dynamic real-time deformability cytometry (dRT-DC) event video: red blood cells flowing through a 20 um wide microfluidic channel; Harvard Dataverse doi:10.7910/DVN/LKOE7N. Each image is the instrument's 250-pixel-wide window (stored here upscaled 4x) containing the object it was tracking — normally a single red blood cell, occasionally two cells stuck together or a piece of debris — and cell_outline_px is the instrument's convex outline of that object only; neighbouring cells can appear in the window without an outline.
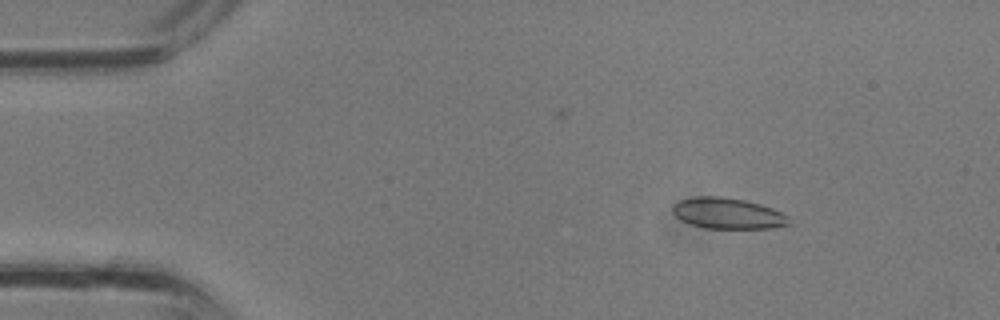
{"species": "common noctule bat (a hibernating species)", "species_latin": "Nyctalus noctula", "temperature_condition": "room temperature", "stored_images_in_passage": 21, "camera_frame_rate_fps": 3000, "um_per_image_px": 0.085, "animal": {"sex": "male", "body_mass_g": 13.3}, "frame": {"image": 1, "passage_image": 4, "time_ms": 1.0, "image_size_px": [1000, 320], "cell_outline_px": [[792, 224], [772, 228], [704, 228], [680, 220], [672, 212], [672, 204], [680, 200], [696, 196], [720, 196], [744, 200], [760, 204], [772, 208], [788, 216]], "centroid_in_image_um": [61.85, 18.13], "position_along_channel_um": 23.1, "area_um2": 21.04}}
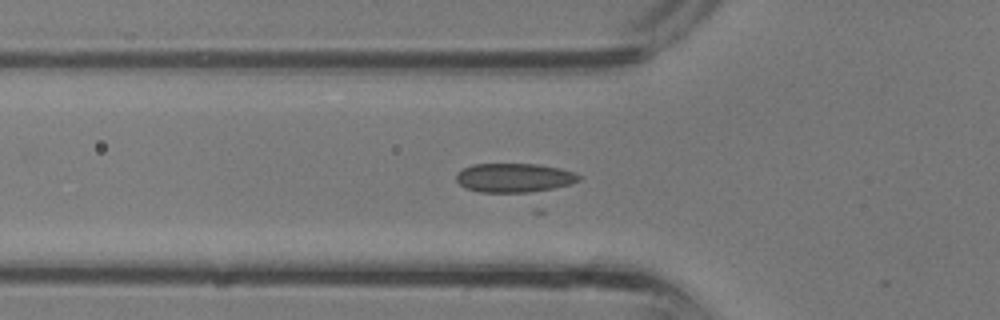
{"frame": {"image": 2, "passage_image": 11, "time_ms": 3.333, "image_size_px": [1000, 320], "cell_outline_px": [[580, 180], [572, 184], [540, 192], [480, 192], [464, 188], [456, 180], [456, 172], [472, 164], [536, 164], [560, 168], [572, 172], [580, 176]], "centroid_in_image_um": [43.71, 15.12], "position_along_channel_um": 82.1, "area_um2": 20.98}}
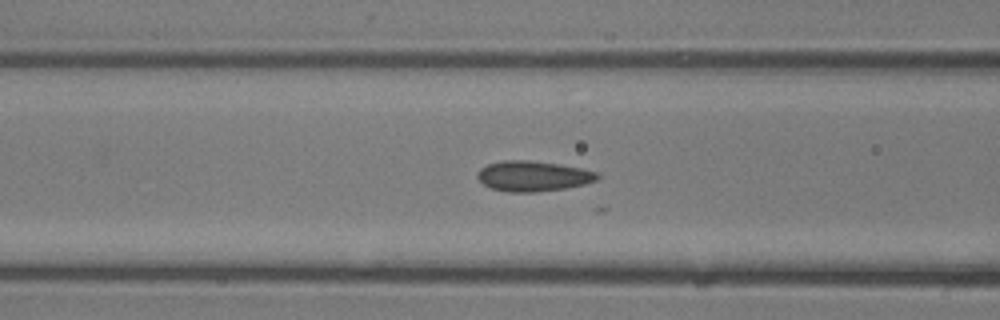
{"frame": {"image": 3, "passage_image": 13, "time_ms": 4.0, "image_size_px": [1000, 320], "cell_outline_px": [[600, 176], [596, 180], [584, 184], [564, 188], [532, 192], [508, 192], [492, 188], [484, 184], [476, 176], [480, 168], [488, 164], [504, 160], [528, 160], [560, 164], [580, 168], [596, 172]], "centroid_in_image_um": [45.29, 14.96], "position_along_channel_um": 121.3, "area_um2": 20.98}}